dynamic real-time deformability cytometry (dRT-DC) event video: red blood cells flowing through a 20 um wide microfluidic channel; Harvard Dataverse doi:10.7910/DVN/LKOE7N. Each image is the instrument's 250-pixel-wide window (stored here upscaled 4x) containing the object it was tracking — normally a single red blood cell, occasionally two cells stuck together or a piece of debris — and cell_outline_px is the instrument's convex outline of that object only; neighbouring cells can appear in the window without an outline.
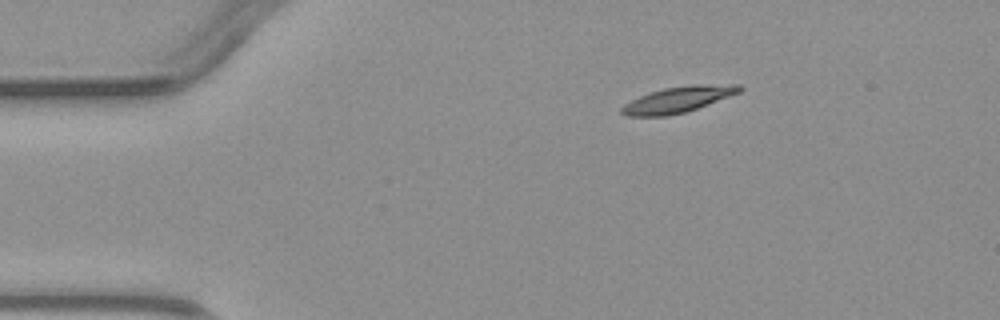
{"species": "common noctule bat (a hibernating species)", "species_latin": "Nyctalus noctula", "temperature_condition": "warm", "stored_images_in_passage": 4, "camera_frame_rate_fps": 3000, "um_per_image_px": 0.085, "animal": {"sex": "male", "body_mass_g": 23.1, "forearm_length_mm": 52.7}, "frame": {"image": 1, "passage_image": 1, "time_ms": 0.0, "image_size_px": [1000, 320], "cell_outline_px": [[744, 88], [740, 92], [696, 108], [684, 112], [668, 116], [624, 116], [620, 112], [620, 108], [624, 104], [640, 96], [664, 88], [696, 84], [740, 84]], "centroid_in_image_um": [57.63, 8.46], "position_along_channel_um": 27.4, "area_um2": 17.63}}
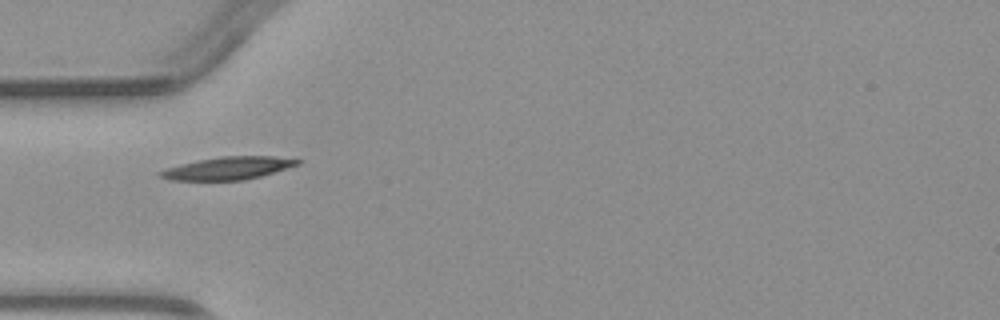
{"frame": {"image": 2, "passage_image": 3, "time_ms": 2.333, "image_size_px": [1000, 320], "cell_outline_px": [[304, 160], [300, 164], [260, 176], [244, 180], [168, 180], [156, 176], [156, 172], [180, 164], [196, 160], [220, 156], [272, 156]], "centroid_in_image_um": [19.34, 14.29], "position_along_channel_um": 65.7, "area_um2": 18.26}}
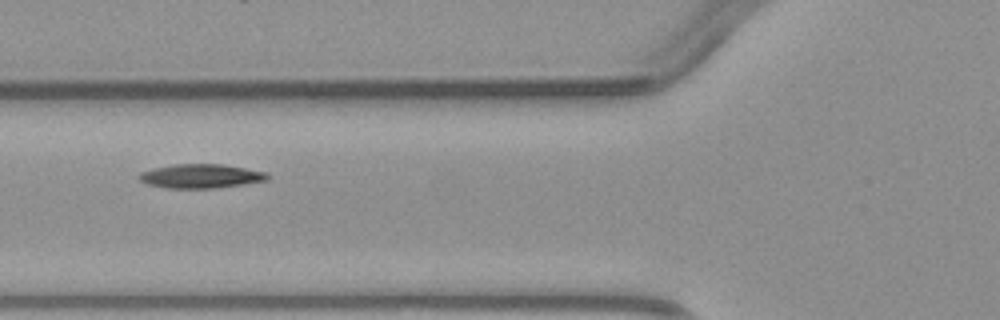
{"frame": {"image": 3, "passage_image": 4, "time_ms": 3.333, "image_size_px": [1000, 320], "cell_outline_px": [[272, 176], [268, 180], [244, 184], [212, 188], [164, 188], [148, 184], [140, 180], [136, 176], [140, 172], [152, 168], [172, 164], [224, 164], [268, 172]], "centroid_in_image_um": [17.08, 14.96], "position_along_channel_um": 108.7, "area_um2": 18.26}}